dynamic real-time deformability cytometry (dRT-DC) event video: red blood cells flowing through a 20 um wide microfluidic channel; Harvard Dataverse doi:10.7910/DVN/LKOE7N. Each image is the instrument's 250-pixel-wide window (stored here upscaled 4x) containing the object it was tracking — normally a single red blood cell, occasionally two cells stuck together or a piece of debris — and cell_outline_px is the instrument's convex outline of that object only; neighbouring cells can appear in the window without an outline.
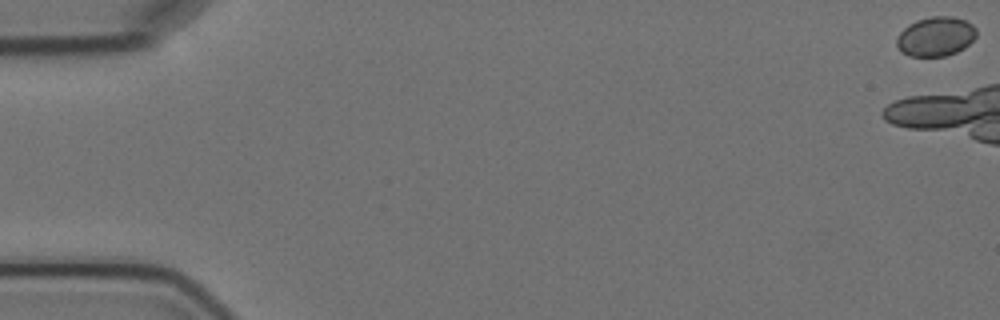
{"species": "Egyptian fruit bat (a non-hibernating species)", "species_latin": "Rousettus aegyptiacus", "temperature_condition": "cold", "stored_images_in_passage": 8, "camera_frame_rate_fps": 3000, "um_per_image_px": 0.085, "animal": {"sex": "female"}, "frame": {"image": 1, "passage_image": 1, "time_ms": 0.0, "image_size_px": [1000, 320], "cell_outline_px": [[976, 36], [964, 48], [956, 52], [944, 56], [908, 56], [900, 52], [896, 44], [896, 36], [908, 24], [916, 20], [932, 16], [952, 16], [964, 20], [972, 24], [976, 28]], "centroid_in_image_um": [79.5, 3.1], "position_along_channel_um": 5.5, "area_um2": 18.44}}
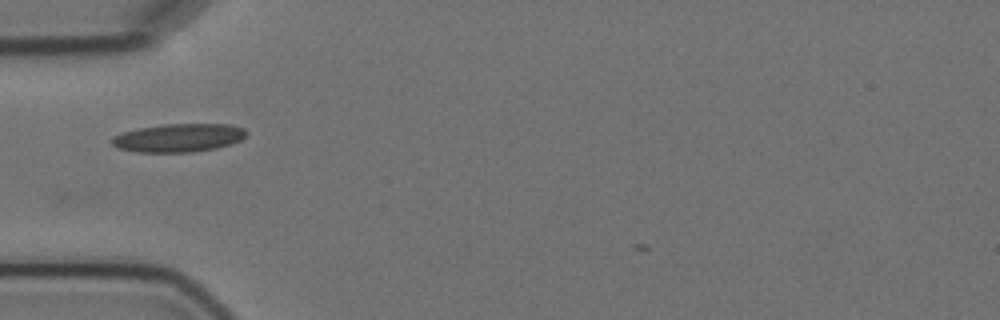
{"frame": {"image": 2, "passage_image": 7, "time_ms": 9.333, "image_size_px": [1000, 320], "cell_outline_px": [[248, 132], [240, 140], [216, 148], [192, 152], [136, 152], [116, 148], [112, 144], [112, 136], [124, 132], [140, 128], [164, 124], [228, 124], [244, 128]], "centroid_in_image_um": [15.16, 11.71], "position_along_channel_um": 69.8, "area_um2": 22.08}}